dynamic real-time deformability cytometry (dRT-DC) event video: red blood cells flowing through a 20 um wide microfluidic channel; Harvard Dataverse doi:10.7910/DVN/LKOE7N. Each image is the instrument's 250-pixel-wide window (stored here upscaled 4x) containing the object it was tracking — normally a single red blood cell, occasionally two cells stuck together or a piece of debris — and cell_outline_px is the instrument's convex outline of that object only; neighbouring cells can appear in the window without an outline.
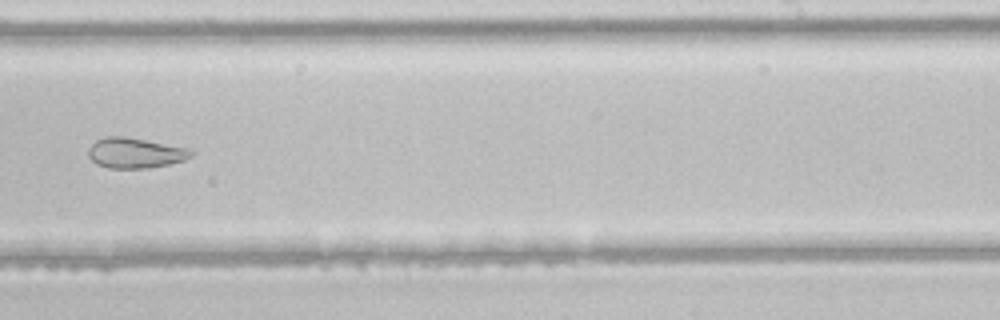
{"species": "common noctule bat (a hibernating species)", "species_latin": "Nyctalus noctula", "temperature_condition": "room temperature", "stored_images_in_passage": 30, "camera_frame_rate_fps": 3000, "um_per_image_px": 0.085, "animal": {"sex": "male", "body_mass_g": 21.5, "forearm_length_mm": 52.0}, "frame": {"image": 1, "passage_image": 18, "time_ms": 5.667, "image_size_px": [1000, 320], "cell_outline_px": [[192, 156], [184, 160], [168, 164], [148, 168], [108, 168], [96, 164], [88, 156], [88, 148], [96, 140], [108, 136], [124, 136], [188, 148], [192, 152]], "centroid_in_image_um": [11.45, 13.0], "position_along_channel_um": 277.5, "area_um2": 18.03}}